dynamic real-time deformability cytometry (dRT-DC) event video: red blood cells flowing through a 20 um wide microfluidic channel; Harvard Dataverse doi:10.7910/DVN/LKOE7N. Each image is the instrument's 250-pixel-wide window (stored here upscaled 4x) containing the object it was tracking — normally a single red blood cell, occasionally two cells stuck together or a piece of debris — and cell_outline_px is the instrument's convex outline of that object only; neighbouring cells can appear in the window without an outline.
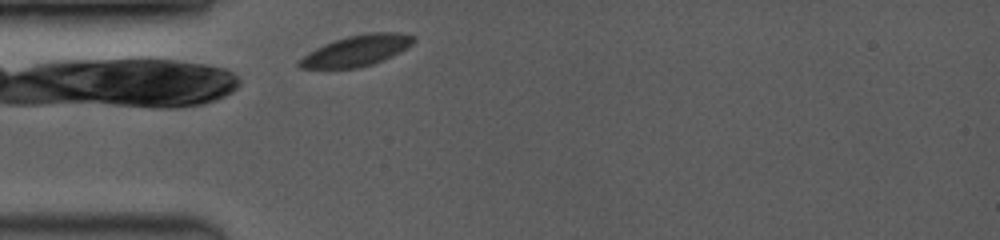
{"species": "common noctule bat (a hibernating species)", "species_latin": "Nyctalus noctula", "temperature_condition": "room temperature", "stored_images_in_passage": 5, "camera_frame_rate_fps": 3500, "um_per_image_px": 0.085, "animal": {"sex": "female", "body_mass_g": 19.0, "forearm_length_mm": 53.3}, "frame": {"image": 1, "passage_image": 1, "time_ms": 0.0, "image_size_px": [1000, 240], "cell_outline_px": [[416, 40], [408, 48], [372, 64], [356, 68], [300, 68], [296, 64], [308, 52], [324, 44], [348, 36], [368, 32], [396, 32], [416, 36]], "centroid_in_image_um": [30.33, 4.29], "position_along_channel_um": 54.7, "area_um2": 20.35}}
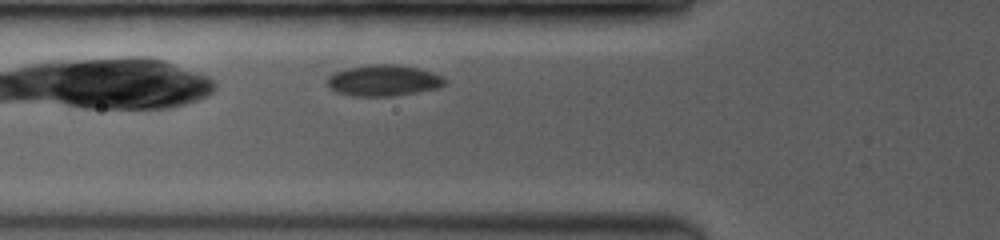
{"frame": {"image": 2, "passage_image": 4, "time_ms": 1.143, "image_size_px": [1000, 240], "cell_outline_px": [[448, 80], [444, 84], [436, 88], [416, 92], [392, 96], [352, 96], [336, 92], [328, 84], [328, 76], [336, 72], [348, 68], [372, 64], [396, 64], [416, 68], [432, 72], [444, 76]], "centroid_in_image_um": [32.62, 6.84], "position_along_channel_um": 93.2, "area_um2": 21.15}}